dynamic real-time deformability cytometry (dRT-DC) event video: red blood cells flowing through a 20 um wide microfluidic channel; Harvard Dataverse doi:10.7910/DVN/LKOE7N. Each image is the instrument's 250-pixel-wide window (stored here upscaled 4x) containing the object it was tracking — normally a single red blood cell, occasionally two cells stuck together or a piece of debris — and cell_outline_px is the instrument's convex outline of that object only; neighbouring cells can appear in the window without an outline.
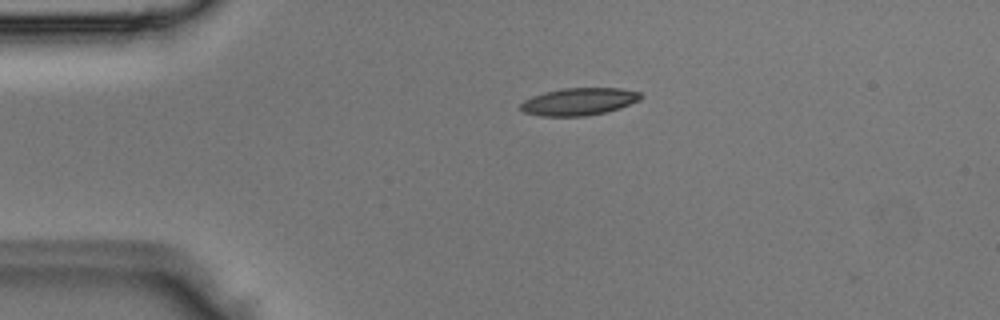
{"species": "Egyptian fruit bat (a non-hibernating species)", "species_latin": "Rousettus aegyptiacus", "temperature_condition": "room temperature", "stored_images_in_passage": 2, "camera_frame_rate_fps": 3000, "um_per_image_px": 0.085, "animal": {"sex": "male"}, "frame": {"image": 1, "passage_image": 2, "time_ms": 0.333, "image_size_px": [1000, 320], "cell_outline_px": [[644, 96], [640, 100], [620, 108], [608, 112], [584, 116], [540, 116], [524, 112], [520, 108], [520, 104], [524, 100], [532, 96], [544, 92], [564, 88], [620, 88], [640, 92]], "centroid_in_image_um": [49.23, 8.63], "position_along_channel_um": 35.8, "area_um2": 19.31}}